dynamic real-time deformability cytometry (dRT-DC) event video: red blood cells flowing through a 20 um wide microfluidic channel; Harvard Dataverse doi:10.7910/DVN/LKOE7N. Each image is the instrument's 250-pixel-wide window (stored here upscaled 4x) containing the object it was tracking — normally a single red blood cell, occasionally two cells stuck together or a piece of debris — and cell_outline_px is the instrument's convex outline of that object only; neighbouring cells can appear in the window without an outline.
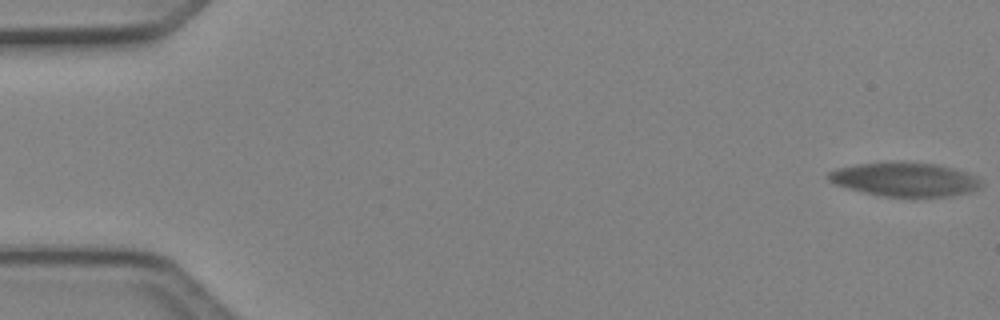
{"species": "Egyptian fruit bat (a non-hibernating species)", "species_latin": "Rousettus aegyptiacus", "temperature_condition": "cold", "stored_images_in_passage": 5, "camera_frame_rate_fps": 3000, "um_per_image_px": 0.085, "animal": {"sex": "female"}, "frame": {"image": 1, "passage_image": 1, "time_ms": 0.0, "image_size_px": [1000, 320], "cell_outline_px": [[984, 184], [980, 188], [972, 192], [952, 196], [884, 196], [864, 192], [848, 188], [836, 184], [828, 180], [828, 172], [836, 168], [856, 164], [888, 160], [904, 160], [936, 164], [968, 172], [976, 176]], "centroid_in_image_um": [76.94, 15.21], "position_along_channel_um": 8.1, "area_um2": 30.81}}
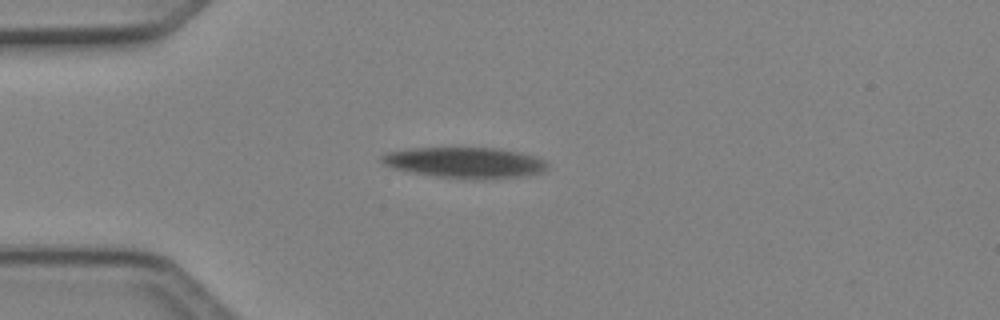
{"frame": {"image": 2, "passage_image": 5, "time_ms": 1.333, "image_size_px": [1000, 320], "cell_outline_px": [[548, 168], [540, 172], [516, 176], [436, 176], [412, 172], [392, 168], [384, 164], [380, 160], [380, 156], [388, 152], [412, 148], [500, 148], [536, 156], [544, 160], [548, 164]], "centroid_in_image_um": [39.46, 13.76], "position_along_channel_um": 45.5, "area_um2": 28.38}}